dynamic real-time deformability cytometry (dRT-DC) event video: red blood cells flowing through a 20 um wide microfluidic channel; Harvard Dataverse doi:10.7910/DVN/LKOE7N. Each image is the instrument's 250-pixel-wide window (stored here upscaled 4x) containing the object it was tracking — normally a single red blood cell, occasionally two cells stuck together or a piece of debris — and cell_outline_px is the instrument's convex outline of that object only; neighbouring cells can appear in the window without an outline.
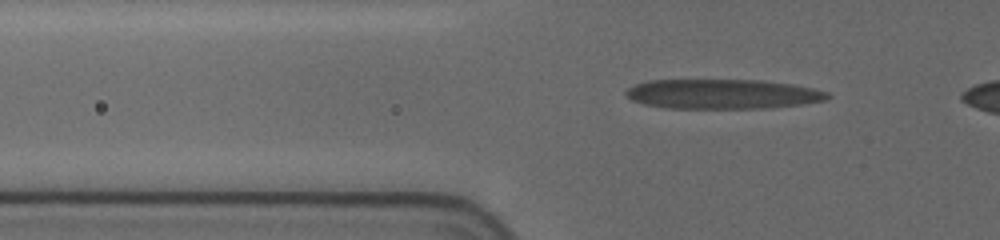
{"species": "human", "species_latin": "Homo sapiens", "temperature_condition": "cold", "stored_images_in_passage": 39, "camera_frame_rate_fps": 3000, "um_per_image_px": 0.085, "donor": {"sex": "female"}, "frame": {"image": 1, "passage_image": 6, "time_ms": 1.667, "image_size_px": [1000, 240], "cell_outline_px": [[832, 96], [828, 100], [772, 108], [668, 108], [644, 104], [632, 100], [624, 92], [628, 88], [636, 84], [648, 80], [756, 80], [792, 84], [812, 88], [828, 92]], "centroid_in_image_um": [61.44, 7.99], "position_along_channel_um": 64.4, "area_um2": 34.85}}
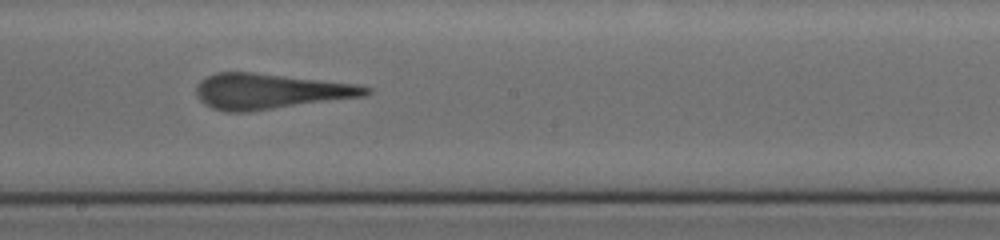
{"frame": {"image": 2, "passage_image": 20, "time_ms": 6.333, "image_size_px": [1000, 240], "cell_outline_px": [[372, 92], [368, 96], [252, 112], [224, 112], [212, 108], [204, 104], [196, 96], [196, 88], [200, 80], [216, 72], [252, 72], [356, 84], [372, 88]], "centroid_in_image_um": [22.98, 7.78], "position_along_channel_um": 225.2, "area_um2": 35.49}}
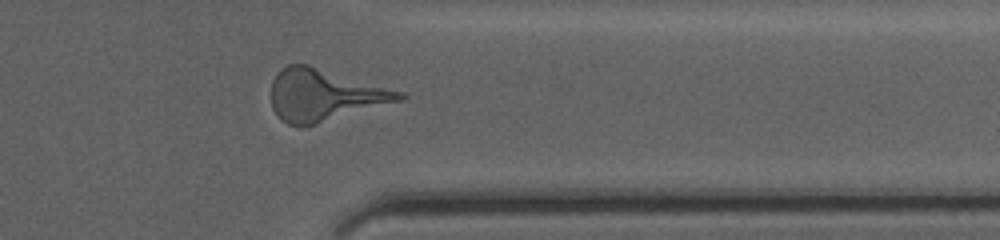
{"frame": {"image": 3, "passage_image": 33, "time_ms": 10.667, "image_size_px": [1000, 240], "cell_outline_px": [[408, 96], [404, 100], [312, 124], [288, 124], [272, 108], [272, 80], [276, 72], [280, 68], [288, 64], [308, 64], [404, 92]], "centroid_in_image_um": [27.59, 8.03], "position_along_channel_um": 383.8, "area_um2": 38.09}}